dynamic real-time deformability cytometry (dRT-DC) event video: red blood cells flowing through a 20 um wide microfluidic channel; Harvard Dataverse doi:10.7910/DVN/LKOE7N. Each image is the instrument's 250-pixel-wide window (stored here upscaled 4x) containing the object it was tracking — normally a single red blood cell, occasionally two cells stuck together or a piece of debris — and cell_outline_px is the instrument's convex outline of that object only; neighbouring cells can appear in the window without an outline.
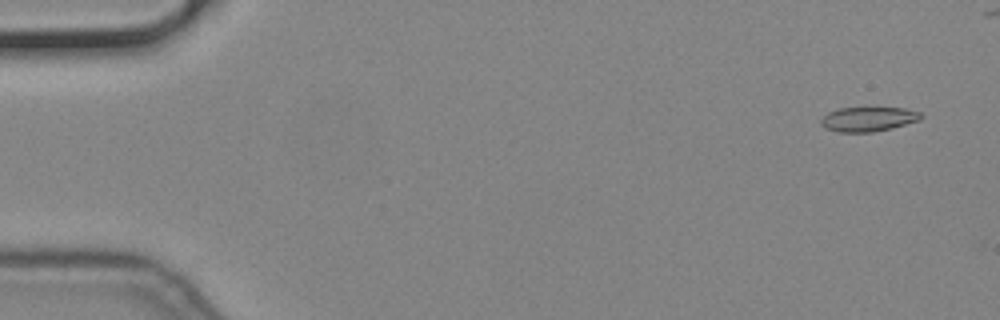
{"species": "common noctule bat (a hibernating species)", "species_latin": "Nyctalus noctula", "temperature_condition": "cold", "stored_images_in_passage": 19, "camera_frame_rate_fps": 3000, "um_per_image_px": 0.085, "animal": {"sex": "male", "body_mass_g": 19.2, "forearm_length_mm": 51.8}, "frame": {"image": 1, "passage_image": 3, "time_ms": 0.667, "image_size_px": [1000, 320], "cell_outline_px": [[924, 116], [920, 120], [892, 128], [872, 132], [836, 132], [824, 128], [820, 124], [820, 120], [828, 112], [840, 108], [904, 108], [920, 112]], "centroid_in_image_um": [73.79, 10.13], "position_along_channel_um": 11.2, "area_um2": 14.33}}
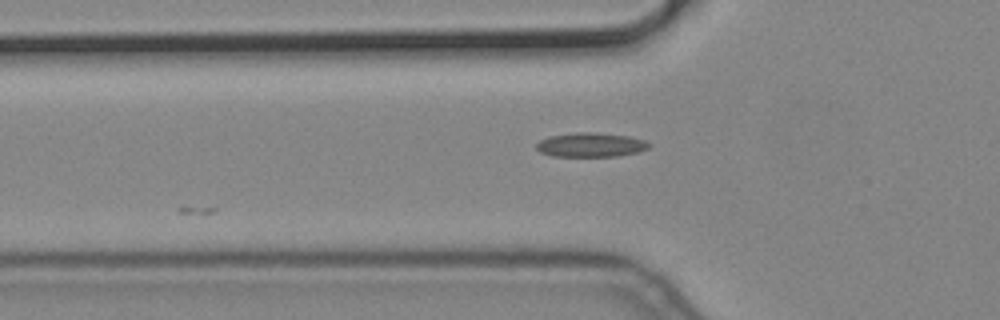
{"frame": {"image": 2, "passage_image": 19, "time_ms": 6.0, "image_size_px": [1000, 320], "cell_outline_px": [[652, 144], [648, 148], [640, 152], [616, 156], [552, 156], [540, 152], [536, 148], [536, 144], [540, 140], [548, 136], [576, 132], [592, 132], [628, 136], [644, 140]], "centroid_in_image_um": [50.21, 12.31], "position_along_channel_um": 75.6, "area_um2": 15.95}}